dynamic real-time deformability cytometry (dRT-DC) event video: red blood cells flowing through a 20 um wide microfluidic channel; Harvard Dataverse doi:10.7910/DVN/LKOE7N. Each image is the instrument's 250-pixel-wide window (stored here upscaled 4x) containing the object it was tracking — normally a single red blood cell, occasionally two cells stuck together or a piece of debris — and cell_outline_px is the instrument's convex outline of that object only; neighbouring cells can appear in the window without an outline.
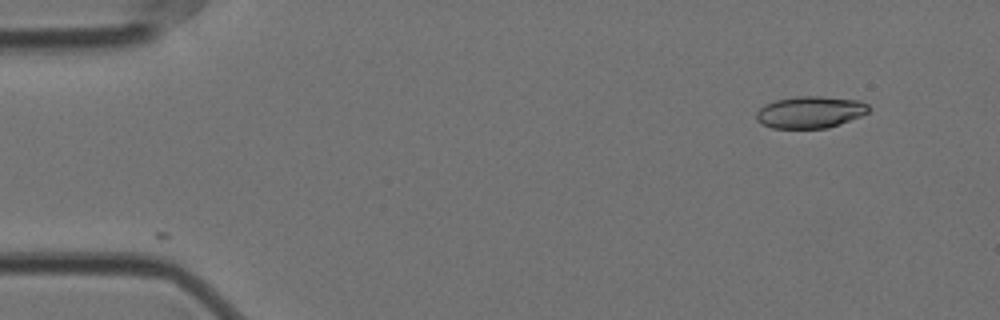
{"species": "Egyptian fruit bat (a non-hibernating species)", "species_latin": "Rousettus aegyptiacus", "temperature_condition": "cold", "stored_images_in_passage": 2, "camera_frame_rate_fps": 3000, "um_per_image_px": 0.085, "animal": {"sex": "female"}, "frame": {"image": 1, "passage_image": 1, "time_ms": 0.0, "image_size_px": [1000, 320], "cell_outline_px": [[872, 108], [868, 112], [860, 116], [840, 124], [828, 128], [772, 128], [760, 124], [756, 120], [756, 112], [764, 104], [776, 100], [796, 96], [820, 96], [860, 100], [868, 104]], "centroid_in_image_um": [68.86, 9.53], "position_along_channel_um": 16.1, "area_um2": 21.1}}